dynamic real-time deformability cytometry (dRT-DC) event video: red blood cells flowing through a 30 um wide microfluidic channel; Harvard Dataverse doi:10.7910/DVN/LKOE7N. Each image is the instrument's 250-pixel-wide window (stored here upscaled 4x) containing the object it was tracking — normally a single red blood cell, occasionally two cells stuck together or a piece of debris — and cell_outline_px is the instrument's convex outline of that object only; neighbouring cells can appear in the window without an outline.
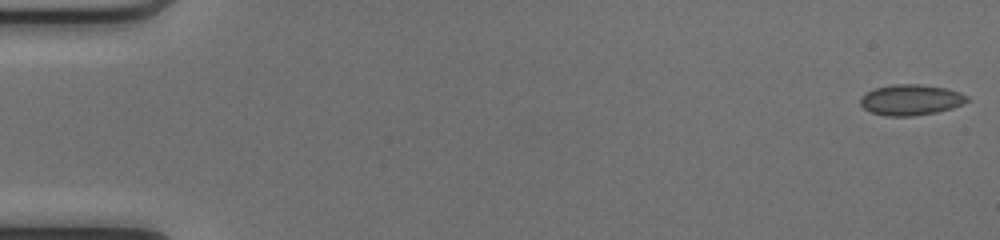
{"species": "common noctule bat (a hibernating species)", "species_latin": "Nyctalus noctula", "temperature_condition": "cold", "stored_images_in_passage": 50, "camera_frame_rate_fps": 3000, "um_per_image_px": 0.085, "animal": {"sex": "female", "body_mass_g": 17.0, "forearm_length_mm": 48.0}, "frame": {"image": 1, "passage_image": 1, "time_ms": 0.0, "image_size_px": [1000, 240], "cell_outline_px": [[972, 100], [952, 108], [936, 112], [912, 116], [884, 116], [872, 112], [864, 108], [860, 104], [860, 96], [876, 88], [892, 84], [920, 84], [948, 88], [960, 92], [968, 96]], "centroid_in_image_um": [77.45, 8.48], "position_along_channel_um": 7.5, "area_um2": 19.25}}
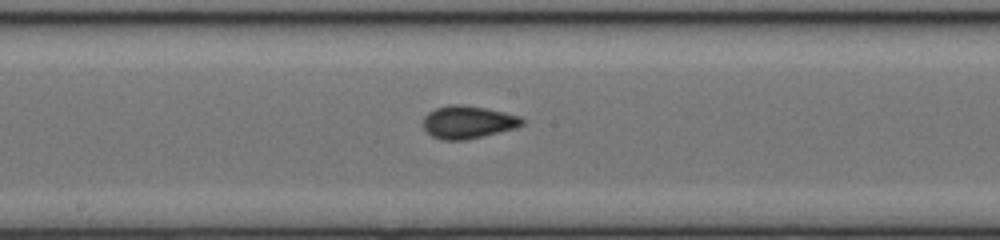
{"frame": {"image": 2, "passage_image": 27, "time_ms": 8.667, "image_size_px": [1000, 240], "cell_outline_px": [[524, 124], [516, 128], [468, 140], [440, 140], [432, 136], [420, 124], [424, 116], [428, 112], [436, 108], [448, 104], [460, 104], [484, 108], [504, 112], [520, 116], [524, 120]], "centroid_in_image_um": [39.74, 10.39], "position_along_channel_um": 208.5, "area_um2": 19.13}}
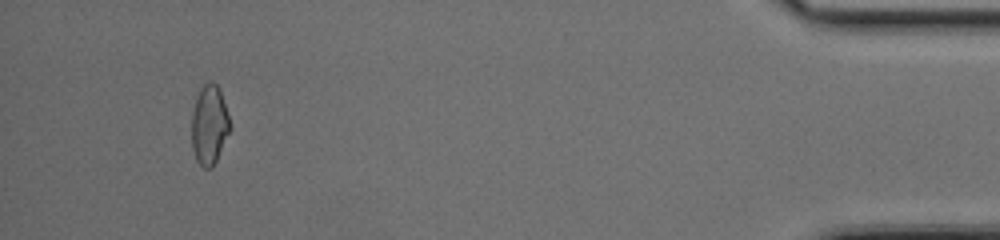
{"frame": {"image": 3, "passage_image": 47, "time_ms": 15.333, "image_size_px": [1000, 240], "cell_outline_px": [[232, 128], [212, 168], [204, 168], [196, 160], [192, 148], [192, 112], [196, 96], [200, 88], [208, 80], [212, 80], [216, 84], [220, 92]], "centroid_in_image_um": [17.78, 10.61], "position_along_channel_um": 417.4, "area_um2": 17.74}, "authors_computed_cell_mechanics": {"area_um2": 17.9758, "velocity_mm_per_s": 4.1885, "shape_relaxation_time_tau1_ms": 8.4077, "shape_relaxation_time_tau2_ms": null, "deformation_change_tau1": 0.1689, "deformation_change_tau2": null}}